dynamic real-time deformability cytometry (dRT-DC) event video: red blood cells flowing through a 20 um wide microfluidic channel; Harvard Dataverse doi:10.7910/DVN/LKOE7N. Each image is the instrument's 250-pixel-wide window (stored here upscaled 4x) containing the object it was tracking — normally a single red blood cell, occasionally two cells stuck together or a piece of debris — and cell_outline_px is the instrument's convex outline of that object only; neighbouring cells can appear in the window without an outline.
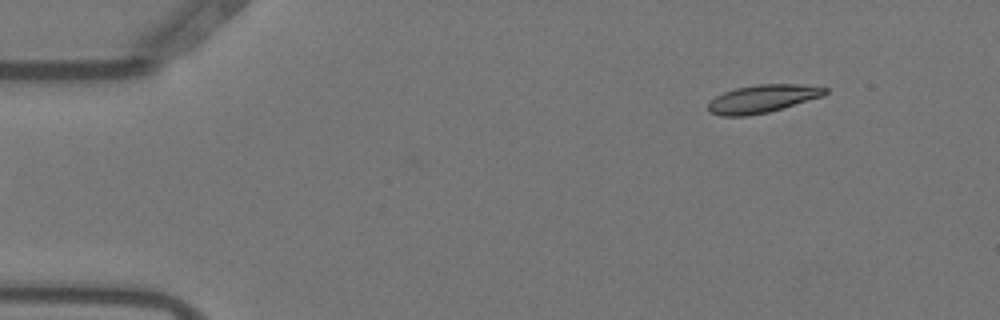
{"species": "Egyptian fruit bat (a non-hibernating species)", "species_latin": "Rousettus aegyptiacus", "temperature_condition": "warm", "stored_images_in_passage": 2, "camera_frame_rate_fps": 3000, "um_per_image_px": 0.085, "animal": {"sex": "female"}, "frame": {"image": 1, "passage_image": 2, "time_ms": 0.333, "image_size_px": [1000, 320], "cell_outline_px": [[828, 92], [824, 96], [768, 112], [748, 116], [720, 116], [708, 112], [708, 104], [716, 96], [724, 92], [736, 88], [760, 84], [796, 84], [828, 88]], "centroid_in_image_um": [64.81, 8.4], "position_along_channel_um": 20.2, "area_um2": 18.96}}